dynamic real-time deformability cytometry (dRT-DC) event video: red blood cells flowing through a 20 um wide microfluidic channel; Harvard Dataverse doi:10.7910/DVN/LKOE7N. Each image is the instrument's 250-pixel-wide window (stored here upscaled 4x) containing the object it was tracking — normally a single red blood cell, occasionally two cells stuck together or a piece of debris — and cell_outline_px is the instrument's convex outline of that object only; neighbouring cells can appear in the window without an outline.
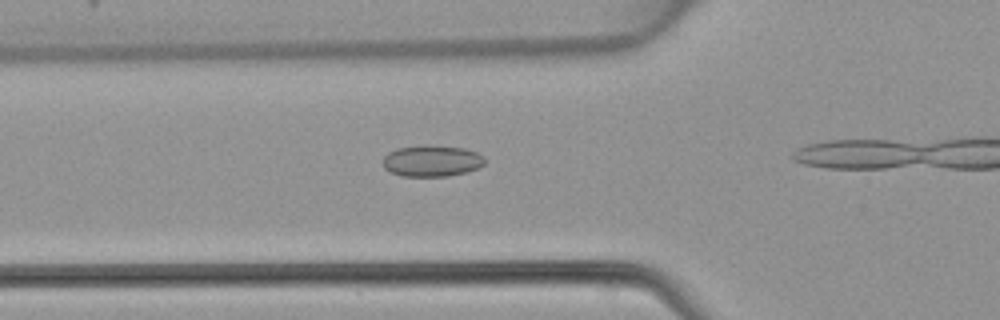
{"species": "common noctule bat (a hibernating species)", "species_latin": "Nyctalus noctula", "temperature_condition": "warm", "stored_images_in_passage": 19, "camera_frame_rate_fps": 3000, "um_per_image_px": 0.085, "animal": {"sex": "female", "body_mass_g": 22.7, "forearm_length_mm": 54.2}, "frame": {"image": 1, "passage_image": 4, "time_ms": 1.0, "image_size_px": [1000, 320], "cell_outline_px": [[484, 164], [480, 168], [468, 172], [448, 176], [400, 176], [384, 168], [384, 156], [388, 152], [396, 148], [424, 144], [428, 144], [464, 148], [476, 152], [484, 156]], "centroid_in_image_um": [36.72, 13.66], "position_along_channel_um": 89.1, "area_um2": 18.9}}
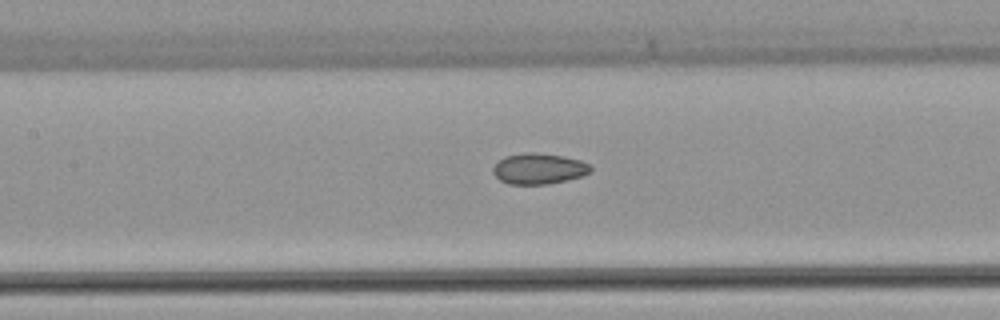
{"frame": {"image": 2, "passage_image": 9, "time_ms": 2.667, "image_size_px": [1000, 320], "cell_outline_px": [[592, 172], [580, 176], [548, 184], [508, 184], [500, 180], [492, 172], [492, 168], [504, 156], [524, 152], [532, 152], [564, 156], [580, 160], [588, 164], [592, 168]], "centroid_in_image_um": [45.78, 14.33], "position_along_channel_um": 161.6, "area_um2": 17.46}}